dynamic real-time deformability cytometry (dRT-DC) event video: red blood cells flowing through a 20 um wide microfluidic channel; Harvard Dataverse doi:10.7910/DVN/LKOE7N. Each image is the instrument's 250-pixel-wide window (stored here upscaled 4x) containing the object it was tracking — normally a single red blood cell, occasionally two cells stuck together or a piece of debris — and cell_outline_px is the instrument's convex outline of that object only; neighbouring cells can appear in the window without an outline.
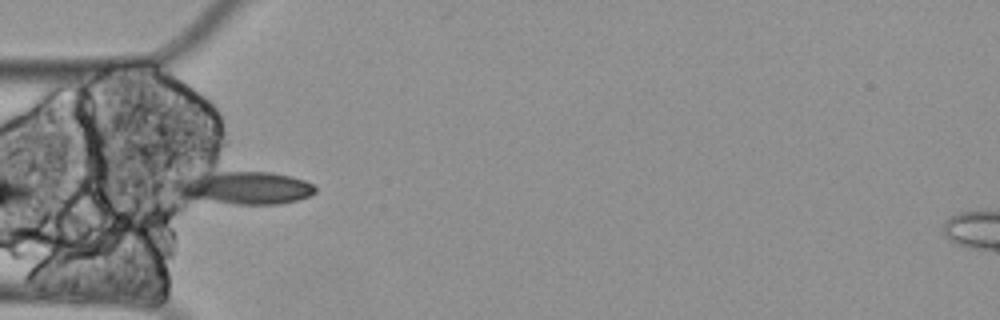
{"species": "Egyptian fruit bat (a non-hibernating species)", "species_latin": "Rousettus aegyptiacus", "temperature_condition": "cold", "stored_images_in_passage": 31, "camera_frame_rate_fps": 3000, "um_per_image_px": 0.085, "animal": {"sex": "female"}, "frame": {"image": 1, "passage_image": 1, "time_ms": 0.0, "image_size_px": [1000, 320], "cell_outline_px": [[316, 192], [308, 196], [296, 200], [276, 204], [236, 204], [184, 196], [172, 184], [192, 176], [204, 172], [272, 172], [292, 176], [304, 180], [312, 184], [316, 188]], "centroid_in_image_um": [20.86, 15.94], "position_along_channel_um": 64.1, "area_um2": 26.07}}
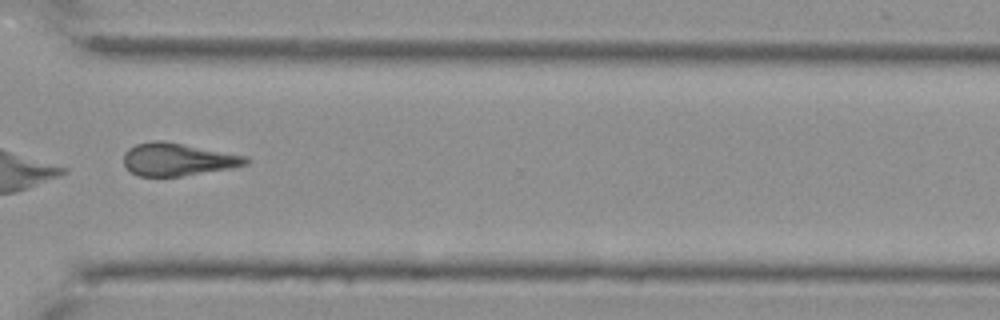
{"frame": {"image": 2, "passage_image": 27, "time_ms": 8.667, "image_size_px": [1000, 320], "cell_outline_px": [[252, 160], [248, 164], [228, 168], [180, 176], [136, 176], [124, 164], [124, 152], [128, 148], [136, 144], [152, 140], [160, 140], [184, 144], [248, 156]], "centroid_in_image_um": [15.1, 13.54], "position_along_channel_um": 355.5, "area_um2": 23.18}}